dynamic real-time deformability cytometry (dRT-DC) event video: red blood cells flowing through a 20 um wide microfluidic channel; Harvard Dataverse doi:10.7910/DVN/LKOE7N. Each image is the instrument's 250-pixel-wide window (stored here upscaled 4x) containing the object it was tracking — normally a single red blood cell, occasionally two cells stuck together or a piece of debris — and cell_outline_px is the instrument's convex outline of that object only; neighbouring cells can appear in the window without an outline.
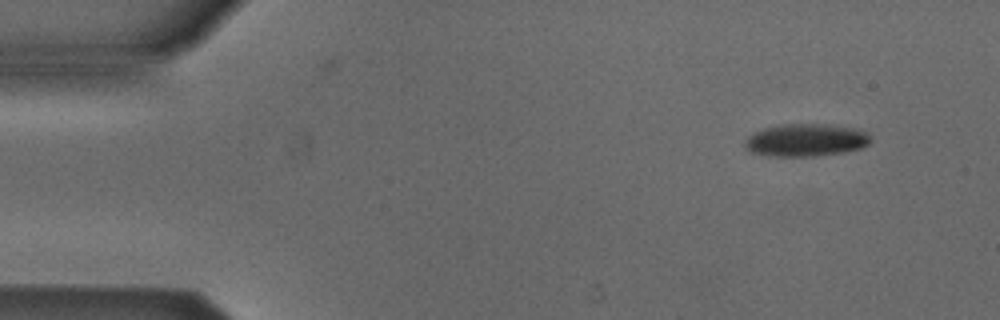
{"species": "Egyptian fruit bat (a non-hibernating species)", "species_latin": "Rousettus aegyptiacus", "temperature_condition": "cold", "stored_images_in_passage": 4, "camera_frame_rate_fps": 3000, "um_per_image_px": 0.085, "animal": {"sex": "male"}, "frame": {"image": 1, "passage_image": 1, "time_ms": 0.0, "image_size_px": [1000, 320], "cell_outline_px": [[872, 140], [864, 148], [844, 152], [816, 156], [764, 156], [752, 152], [744, 144], [744, 140], [748, 136], [764, 128], [788, 124], [816, 124], [852, 128], [864, 132]], "centroid_in_image_um": [68.48, 11.93], "position_along_channel_um": 16.5, "area_um2": 23.58}}
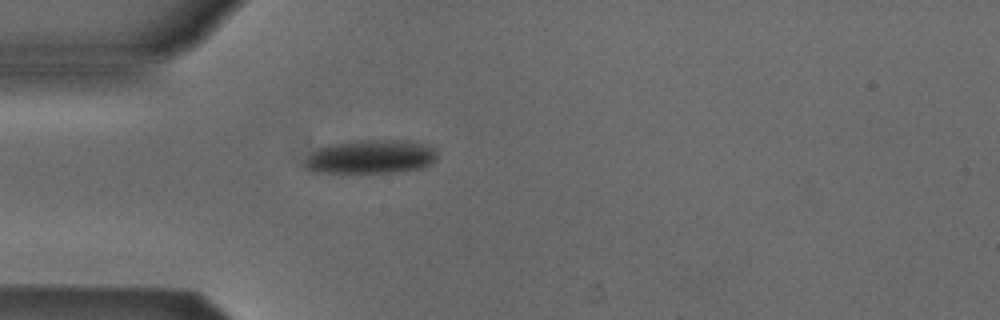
{"frame": {"image": 2, "passage_image": 4, "time_ms": 1.0, "image_size_px": [1000, 320], "cell_outline_px": [[436, 160], [432, 164], [420, 168], [400, 172], [308, 172], [304, 164], [308, 156], [316, 148], [328, 144], [360, 140], [412, 140], [428, 144], [436, 152]], "centroid_in_image_um": [31.52, 13.31], "position_along_channel_um": 53.5, "area_um2": 26.36}}